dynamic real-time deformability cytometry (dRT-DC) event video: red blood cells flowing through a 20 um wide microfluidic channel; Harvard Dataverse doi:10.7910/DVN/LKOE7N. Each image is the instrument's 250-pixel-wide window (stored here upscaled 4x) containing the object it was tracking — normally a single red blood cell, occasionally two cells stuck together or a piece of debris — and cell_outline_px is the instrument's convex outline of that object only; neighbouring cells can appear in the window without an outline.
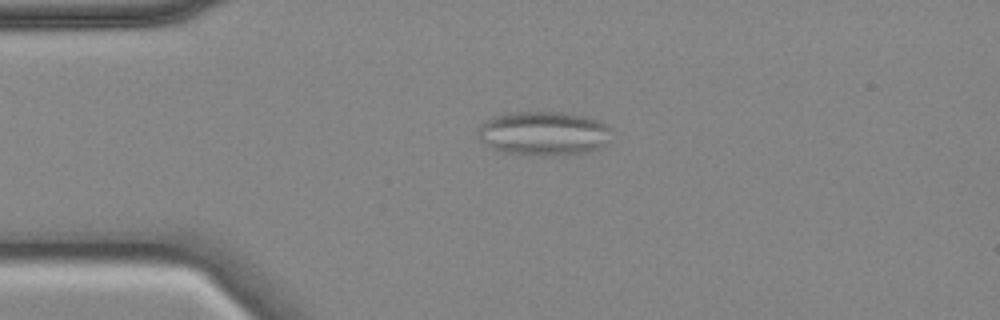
{"species": "common noctule bat (a hibernating species)", "species_latin": "Nyctalus noctula", "temperature_condition": "cold", "stored_images_in_passage": 57, "segment_of_instrument_passage": [1, 2], "camera_frame_rate_fps": 3000, "um_per_image_px": 0.085, "animal": {"sex": "female", "body_mass_g": 18.4}, "frame": {"image": 1, "passage_image": 13, "time_ms": 4.0, "image_size_px": [1000, 320], "cell_outline_px": [[612, 128], [600, 144], [596, 148], [588, 152], [552, 156], [540, 156], [504, 152], [492, 148], [484, 144], [476, 136], [476, 132], [492, 116], [512, 112], [560, 112], [584, 116], [600, 120]], "centroid_in_image_um": [46.14, 11.34], "position_along_channel_um": 38.9, "area_um2": 34.04}}